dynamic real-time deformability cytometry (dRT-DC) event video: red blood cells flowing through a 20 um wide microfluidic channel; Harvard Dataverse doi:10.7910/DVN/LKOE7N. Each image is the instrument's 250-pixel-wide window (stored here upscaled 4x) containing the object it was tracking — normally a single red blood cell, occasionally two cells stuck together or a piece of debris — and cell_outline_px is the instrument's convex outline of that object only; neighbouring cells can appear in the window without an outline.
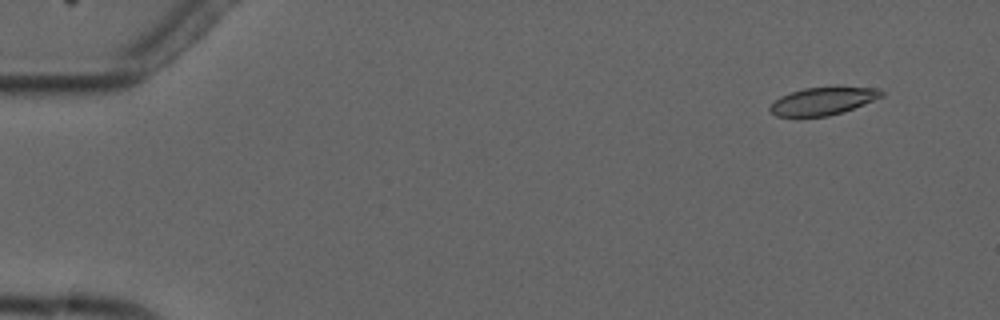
{"species": "common noctule bat (a hibernating species)", "species_latin": "Nyctalus noctula", "temperature_condition": "cold", "stored_images_in_passage": 7, "camera_frame_rate_fps": 3000, "um_per_image_px": 0.085, "animal": {"sex": "male", "forearm_length_mm": 52.5}, "frame": {"image": 1, "passage_image": 2, "time_ms": 1.0, "image_size_px": [1000, 320], "cell_outline_px": [[884, 96], [844, 112], [828, 116], [776, 116], [768, 108], [780, 96], [804, 88], [836, 84], [876, 88], [884, 92]], "centroid_in_image_um": [70.03, 8.54], "position_along_channel_um": 15.0, "area_um2": 18.55}}
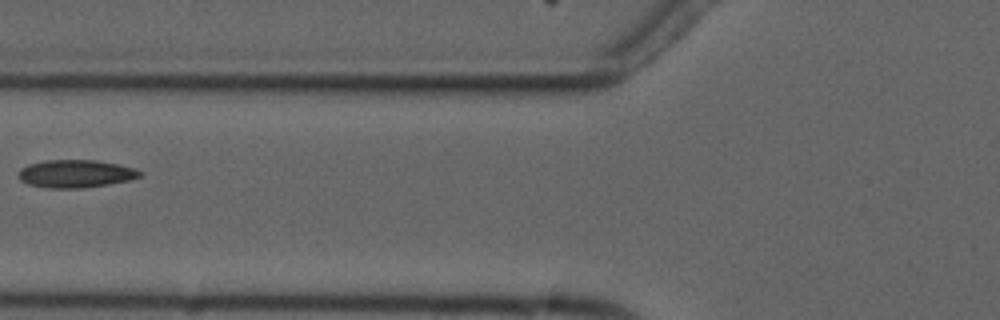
{"frame": {"image": 2, "passage_image": 7, "time_ms": 7.0, "image_size_px": [1000, 320], "cell_outline_px": [[144, 172], [140, 176], [128, 180], [108, 184], [84, 188], [48, 188], [28, 184], [20, 180], [16, 176], [16, 172], [20, 168], [28, 164], [44, 160], [96, 160], [136, 168]], "centroid_in_image_um": [6.38, 14.76], "position_along_channel_um": 119.4, "area_um2": 19.88}}